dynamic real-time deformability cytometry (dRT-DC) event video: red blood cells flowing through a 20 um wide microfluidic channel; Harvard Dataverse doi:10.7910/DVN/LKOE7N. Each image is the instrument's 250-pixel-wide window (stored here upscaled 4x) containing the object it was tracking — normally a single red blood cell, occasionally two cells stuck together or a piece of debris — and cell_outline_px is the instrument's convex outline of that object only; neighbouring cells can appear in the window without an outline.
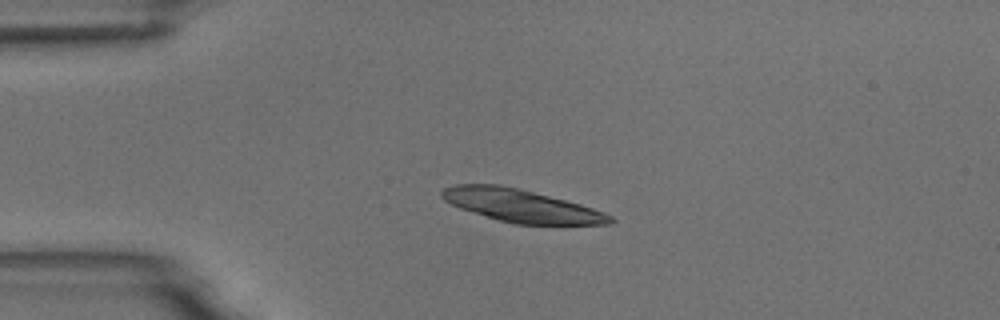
{"species": "common noctule bat (a hibernating species)", "species_latin": "Nyctalus noctula", "temperature_condition": "room temperature", "stored_images_in_passage": 7, "camera_frame_rate_fps": 3000, "um_per_image_px": 0.085, "animal": {"sex": "male", "body_mass_g": 18.8}, "frame": {"image": 1, "passage_image": 1, "time_ms": 0.0, "image_size_px": [1000, 320], "cell_outline_px": [[616, 220], [612, 224], [512, 224], [460, 208], [444, 200], [440, 196], [440, 192], [444, 188], [456, 184], [500, 184], [520, 188], [580, 204], [604, 212], [612, 216]], "centroid_in_image_um": [44.3, 17.48], "position_along_channel_um": 40.7, "area_um2": 32.02}}